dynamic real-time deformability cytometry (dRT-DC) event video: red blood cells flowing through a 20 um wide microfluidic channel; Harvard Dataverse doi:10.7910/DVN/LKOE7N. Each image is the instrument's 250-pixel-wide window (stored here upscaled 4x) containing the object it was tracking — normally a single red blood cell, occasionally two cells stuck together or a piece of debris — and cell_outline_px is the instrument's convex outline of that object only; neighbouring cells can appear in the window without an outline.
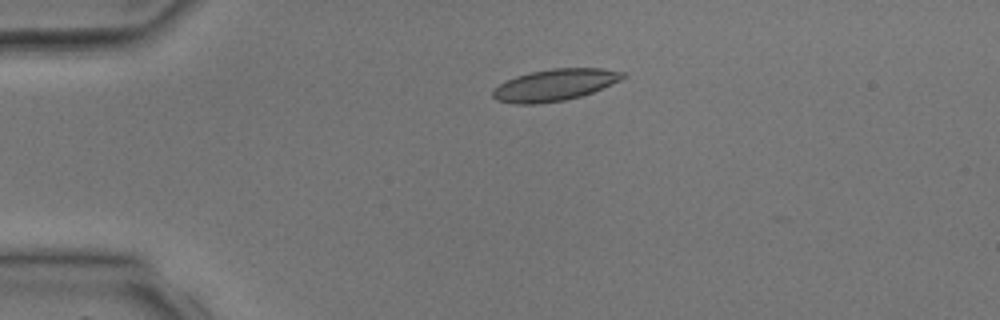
{"species": "common noctule bat (a hibernating species)", "species_latin": "Nyctalus noctula", "temperature_condition": "room temperature", "stored_images_in_passage": 3, "camera_frame_rate_fps": 3000, "um_per_image_px": 0.085, "animal": {"sex": "male", "body_mass_g": 17.9, "forearm_length_mm": 54.2}, "frame": {"image": 1, "passage_image": 2, "time_ms": 2.333, "image_size_px": [1000, 320], "cell_outline_px": [[628, 76], [620, 80], [592, 92], [580, 96], [564, 100], [536, 104], [516, 104], [496, 100], [492, 96], [492, 92], [500, 84], [516, 76], [528, 72], [552, 68], [600, 68], [624, 72]], "centroid_in_image_um": [47.15, 7.21], "position_along_channel_um": 37.8, "area_um2": 23.87}}